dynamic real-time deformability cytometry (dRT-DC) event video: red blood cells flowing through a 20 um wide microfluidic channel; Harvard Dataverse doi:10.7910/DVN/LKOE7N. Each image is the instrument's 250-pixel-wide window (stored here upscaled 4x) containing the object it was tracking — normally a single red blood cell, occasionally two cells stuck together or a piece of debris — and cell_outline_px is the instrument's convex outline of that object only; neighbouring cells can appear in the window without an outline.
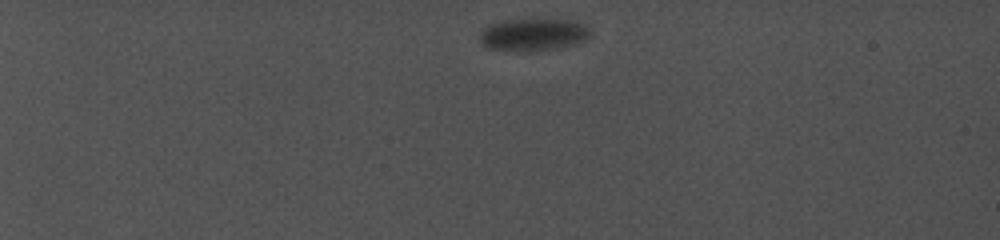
{"species": "common noctule bat (a hibernating species)", "species_latin": "Nyctalus noctula", "temperature_condition": "cold", "stored_images_in_passage": 30, "camera_frame_rate_fps": 5000, "um_per_image_px": 0.085, "animal": {"sex": "female", "body_mass_g": 19.0, "forearm_length_mm": 56.7}, "frame": {"image": 1, "passage_image": 1, "time_ms": 0.0, "image_size_px": [1000, 240], "cell_outline_px": [[584, 36], [576, 40], [564, 44], [544, 48], [496, 48], [484, 44], [480, 36], [484, 28], [488, 24], [504, 20], [532, 16], [552, 16], [576, 20], [584, 28]], "centroid_in_image_um": [45.21, 2.76], "position_along_channel_um": 39.8, "area_um2": 19.59}}
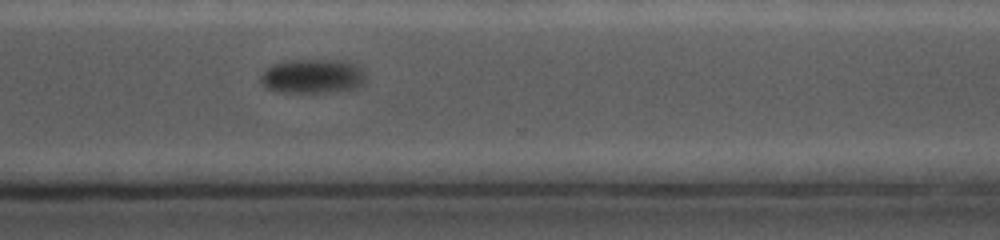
{"frame": {"image": 2, "passage_image": 25, "time_ms": 11.8, "image_size_px": [1000, 240], "cell_outline_px": [[364, 80], [356, 88], [336, 92], [276, 92], [268, 88], [260, 80], [260, 76], [268, 68], [276, 64], [292, 60], [344, 60], [356, 64], [364, 68]], "centroid_in_image_um": [26.62, 6.48], "position_along_channel_um": 344.0, "area_um2": 20.92}}
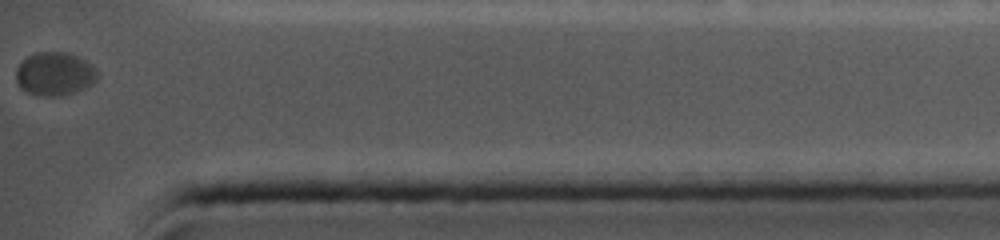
{"frame": {"image": 3, "passage_image": 30, "time_ms": 14.2, "image_size_px": [1000, 240], "cell_outline_px": [[96, 80], [92, 84], [76, 92], [64, 96], [44, 96], [28, 92], [20, 88], [16, 80], [16, 68], [20, 60], [36, 52], [68, 52], [92, 64], [96, 68]], "centroid_in_image_um": [4.63, 6.28], "position_along_channel_um": 430.6, "area_um2": 20.75}}